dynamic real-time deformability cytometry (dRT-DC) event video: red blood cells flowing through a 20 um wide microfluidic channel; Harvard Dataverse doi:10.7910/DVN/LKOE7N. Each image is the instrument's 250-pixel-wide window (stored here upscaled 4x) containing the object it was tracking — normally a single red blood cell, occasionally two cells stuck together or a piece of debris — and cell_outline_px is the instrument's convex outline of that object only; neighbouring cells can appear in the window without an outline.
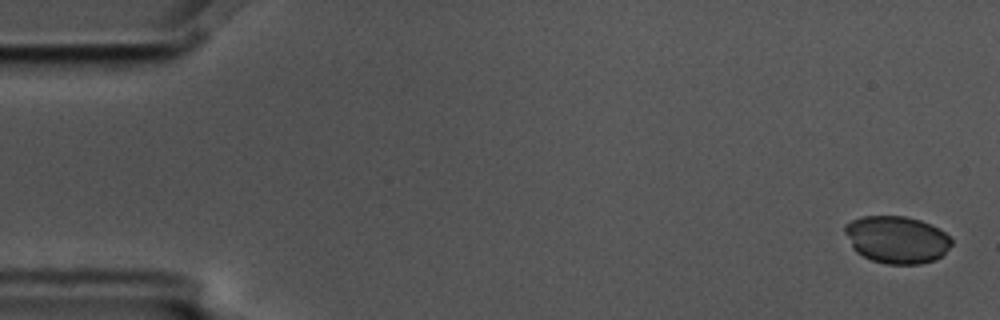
{"species": "common noctule bat (a hibernating species)", "species_latin": "Nyctalus noctula", "temperature_condition": "cold", "stored_images_in_passage": 5, "camera_frame_rate_fps": 3000, "um_per_image_px": 0.085, "animal": {"sex": "male", "body_mass_g": 17.5, "forearm_length_mm": 52.3}, "frame": {"image": 1, "passage_image": 1, "time_ms": 0.0, "image_size_px": [1000, 320], "cell_outline_px": [[952, 244], [936, 260], [920, 264], [888, 264], [872, 260], [856, 252], [852, 248], [844, 232], [844, 224], [852, 220], [864, 216], [904, 216], [920, 220], [944, 232], [952, 240]], "centroid_in_image_um": [76.19, 20.37], "position_along_channel_um": 8.8, "area_um2": 29.25}}